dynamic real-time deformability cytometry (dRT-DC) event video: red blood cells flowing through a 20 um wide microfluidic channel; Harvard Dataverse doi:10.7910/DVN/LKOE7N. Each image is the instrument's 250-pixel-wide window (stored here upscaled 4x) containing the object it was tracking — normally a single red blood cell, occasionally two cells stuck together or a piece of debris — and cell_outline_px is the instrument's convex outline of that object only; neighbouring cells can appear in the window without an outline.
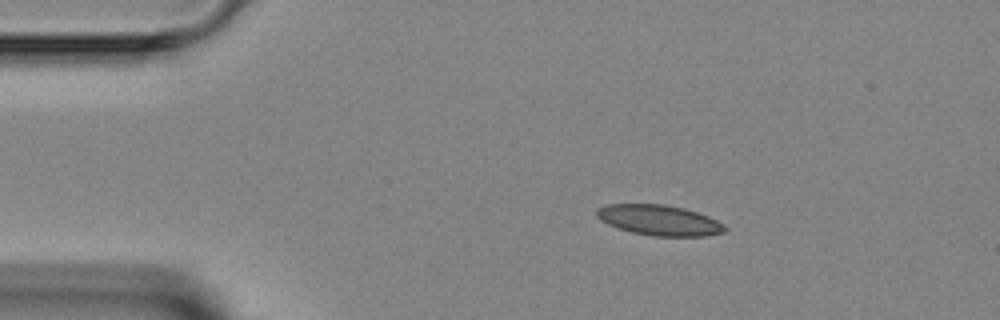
{"species": "Egyptian fruit bat (a non-hibernating species)", "species_latin": "Rousettus aegyptiacus", "temperature_condition": "room temperature", "stored_images_in_passage": 4, "camera_frame_rate_fps": 3000, "um_per_image_px": 0.085, "animal": {"sex": "female"}, "frame": {"image": 1, "passage_image": 1, "time_ms": 0.0, "image_size_px": [1000, 320], "cell_outline_px": [[728, 228], [724, 232], [708, 236], [652, 236], [632, 232], [608, 224], [600, 220], [596, 216], [596, 208], [608, 204], [664, 204], [684, 208], [708, 216], [724, 224]], "centroid_in_image_um": [56.04, 18.71], "position_along_channel_um": 29.0, "area_um2": 22.77}}
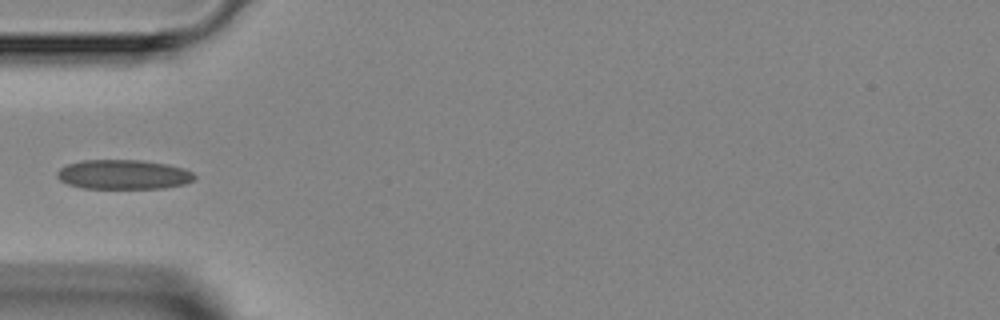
{"frame": {"image": 2, "passage_image": 3, "time_ms": 2.333, "image_size_px": [1000, 320], "cell_outline_px": [[196, 180], [184, 184], [164, 188], [80, 188], [68, 184], [60, 180], [56, 176], [56, 172], [60, 168], [68, 164], [80, 160], [140, 160], [168, 164], [184, 168], [192, 172], [196, 176]], "centroid_in_image_um": [10.5, 14.83], "position_along_channel_um": 74.5, "area_um2": 23.81}}
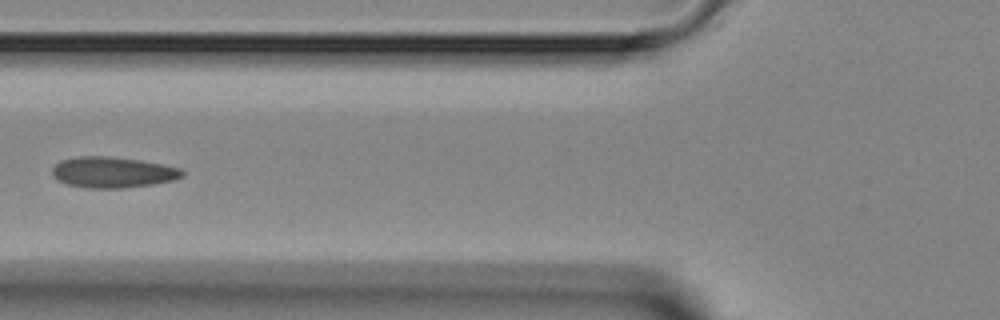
{"frame": {"image": 3, "passage_image": 4, "time_ms": 3.333, "image_size_px": [1000, 320], "cell_outline_px": [[184, 176], [172, 180], [152, 184], [124, 188], [84, 188], [68, 184], [56, 180], [52, 176], [52, 168], [60, 160], [76, 156], [108, 156], [140, 160], [180, 168], [184, 172]], "centroid_in_image_um": [9.53, 14.64], "position_along_channel_um": 116.3, "area_um2": 23.47}}